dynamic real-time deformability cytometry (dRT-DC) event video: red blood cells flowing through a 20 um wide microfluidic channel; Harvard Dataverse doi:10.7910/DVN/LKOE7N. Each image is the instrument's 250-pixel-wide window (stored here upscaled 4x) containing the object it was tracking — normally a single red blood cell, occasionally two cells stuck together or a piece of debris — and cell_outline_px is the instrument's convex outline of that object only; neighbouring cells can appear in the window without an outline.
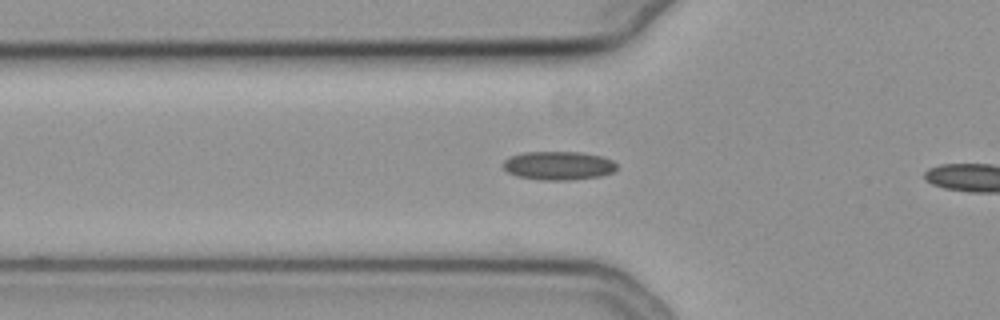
{"species": "common noctule bat (a hibernating species)", "species_latin": "Nyctalus noctula", "temperature_condition": "cold", "stored_images_in_passage": 15, "camera_frame_rate_fps": 3000, "um_per_image_px": 0.085, "animal": {"sex": "female", "body_mass_g": 19.3, "forearm_length_mm": 54.1}, "frame": {"image": 1, "passage_image": 13, "time_ms": 4.0, "image_size_px": [1000, 320], "cell_outline_px": [[616, 172], [600, 176], [568, 180], [540, 180], [516, 176], [508, 172], [504, 168], [504, 160], [512, 156], [524, 152], [580, 152], [600, 156], [612, 160], [616, 164]], "centroid_in_image_um": [47.48, 14.08], "position_along_channel_um": 78.3, "area_um2": 18.9}}